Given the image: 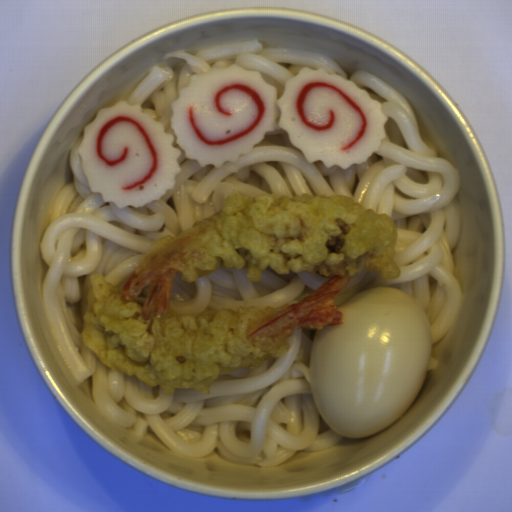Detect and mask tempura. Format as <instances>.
I'll list each match as a JSON object with an SVG mask.
<instances>
[{"mask_svg":"<svg viewBox=\"0 0 512 512\" xmlns=\"http://www.w3.org/2000/svg\"><path fill=\"white\" fill-rule=\"evenodd\" d=\"M397 239L394 221L356 198L233 190L218 212L153 242L123 286L94 275L81 338L108 368L167 395L209 393L223 376L284 357L296 330L341 322L336 300L355 276L398 278ZM222 266L248 268L254 280L268 268L332 278L301 302L278 309L246 305L194 316L171 308L175 274L194 282Z\"/></svg>","mask_w":512,"mask_h":512,"instance_id":"8679c707","label":"tempura"}]
</instances>
